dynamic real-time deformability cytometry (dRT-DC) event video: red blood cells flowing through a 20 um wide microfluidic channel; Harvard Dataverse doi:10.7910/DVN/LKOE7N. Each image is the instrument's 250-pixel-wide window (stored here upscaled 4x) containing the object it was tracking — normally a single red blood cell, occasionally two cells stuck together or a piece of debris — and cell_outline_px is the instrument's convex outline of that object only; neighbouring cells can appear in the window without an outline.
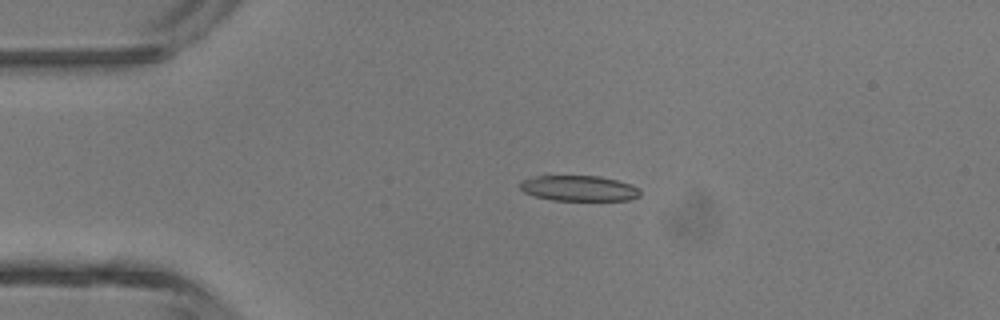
{"species": "common noctule bat (a hibernating species)", "species_latin": "Nyctalus noctula", "temperature_condition": "room temperature", "stored_images_in_passage": 4, "camera_frame_rate_fps": 3000, "um_per_image_px": 0.085, "animal": {"sex": "male", "body_mass_g": 13.3}, "frame": {"image": 1, "passage_image": 1, "time_ms": 0.0, "image_size_px": [1000, 320], "cell_outline_px": [[640, 196], [632, 200], [552, 200], [536, 196], [524, 192], [520, 188], [520, 184], [524, 180], [544, 172], [600, 176], [632, 184], [640, 188]], "centroid_in_image_um": [49.18, 15.95], "position_along_channel_um": 35.8, "area_um2": 18.79}}
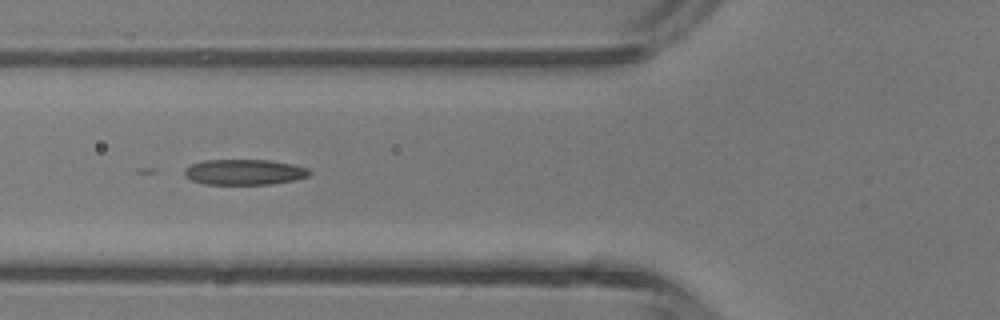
{"frame": {"image": 2, "passage_image": 3, "time_ms": 2.333, "image_size_px": [1000, 320], "cell_outline_px": [[312, 172], [308, 176], [296, 180], [272, 184], [204, 184], [192, 180], [184, 176], [184, 168], [192, 164], [204, 160], [268, 160], [292, 164], [308, 168]], "centroid_in_image_um": [20.77, 14.63], "position_along_channel_um": 105.0, "area_um2": 18.67}}
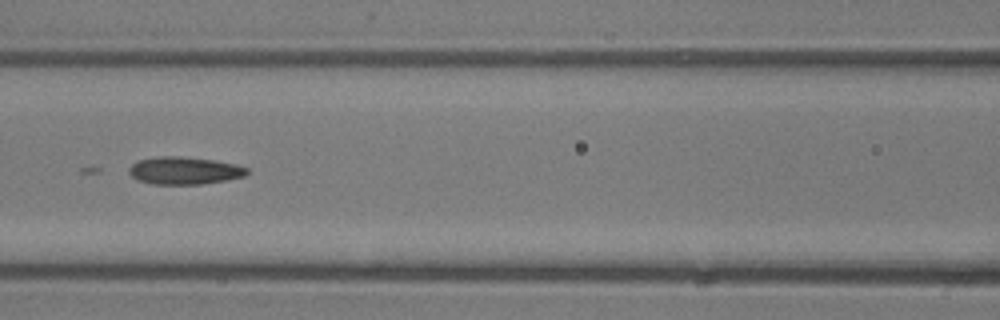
{"frame": {"image": 3, "passage_image": 4, "time_ms": 3.333, "image_size_px": [1000, 320], "cell_outline_px": [[248, 172], [244, 176], [224, 180], [200, 184], [152, 184], [140, 180], [132, 176], [128, 172], [128, 168], [136, 160], [160, 156], [180, 156], [212, 160], [236, 164], [248, 168]], "centroid_in_image_um": [15.64, 14.49], "position_along_channel_um": 151.0, "area_um2": 18.79}}